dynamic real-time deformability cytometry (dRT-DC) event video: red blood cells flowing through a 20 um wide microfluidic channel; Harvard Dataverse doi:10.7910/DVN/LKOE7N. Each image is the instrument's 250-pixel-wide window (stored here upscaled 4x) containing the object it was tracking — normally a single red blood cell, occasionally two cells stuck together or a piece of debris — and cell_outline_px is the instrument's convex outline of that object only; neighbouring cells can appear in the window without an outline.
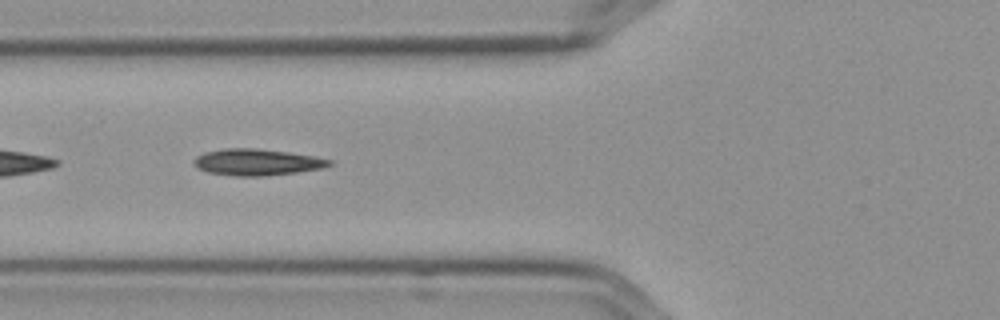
{"species": "Egyptian fruit bat (a non-hibernating species)", "species_latin": "Rousettus aegyptiacus", "temperature_condition": "cold", "stored_images_in_passage": 39, "camera_frame_rate_fps": 3000, "um_per_image_px": 0.085, "frame": {"image": 1, "passage_image": 5, "time_ms": 1.333, "image_size_px": [1000, 320], "cell_outline_px": [[332, 164], [324, 168], [296, 172], [260, 176], [236, 176], [208, 172], [196, 168], [192, 160], [196, 156], [204, 152], [224, 148], [256, 148], [288, 152], [316, 156], [332, 160]], "centroid_in_image_um": [21.82, 13.77], "position_along_channel_um": 104.0, "area_um2": 20.98}}
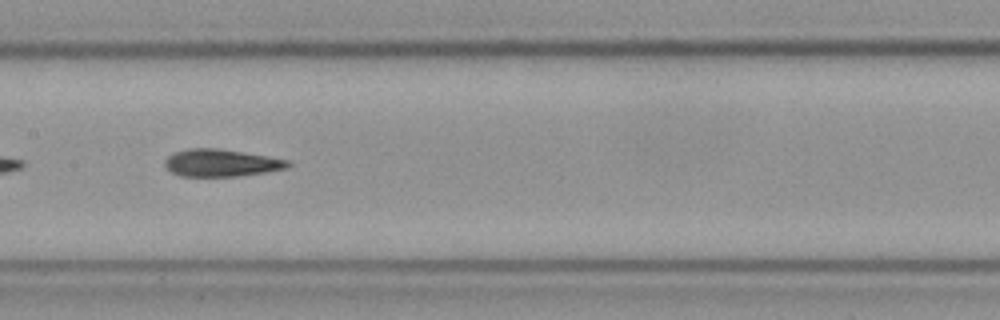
{"frame": {"image": 2, "passage_image": 12, "time_ms": 3.667, "image_size_px": [1000, 320], "cell_outline_px": [[292, 164], [288, 168], [264, 172], [236, 176], [180, 176], [172, 172], [164, 164], [164, 160], [168, 156], [176, 152], [188, 148], [216, 148], [288, 160]], "centroid_in_image_um": [18.77, 13.85], "position_along_channel_um": 188.6, "area_um2": 19.25}}
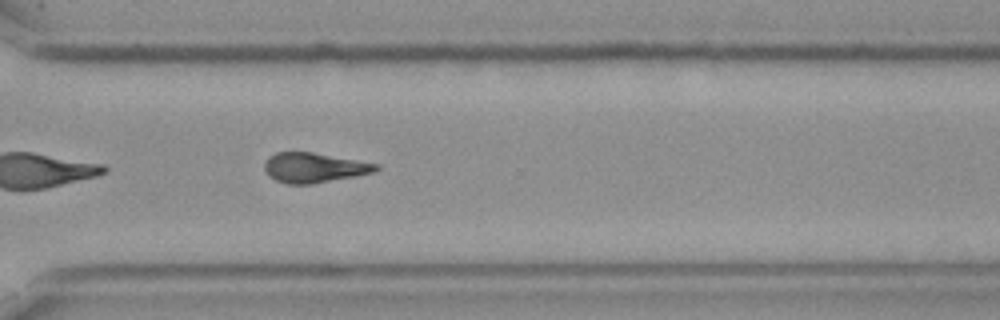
{"frame": {"image": 3, "passage_image": 25, "time_ms": 8.0, "image_size_px": [1000, 320], "cell_outline_px": [[380, 168], [376, 172], [356, 176], [312, 184], [288, 184], [276, 180], [268, 176], [264, 168], [264, 164], [268, 156], [276, 152], [312, 152], [380, 164]], "centroid_in_image_um": [26.71, 14.25], "position_along_channel_um": 343.9, "area_um2": 19.54}}